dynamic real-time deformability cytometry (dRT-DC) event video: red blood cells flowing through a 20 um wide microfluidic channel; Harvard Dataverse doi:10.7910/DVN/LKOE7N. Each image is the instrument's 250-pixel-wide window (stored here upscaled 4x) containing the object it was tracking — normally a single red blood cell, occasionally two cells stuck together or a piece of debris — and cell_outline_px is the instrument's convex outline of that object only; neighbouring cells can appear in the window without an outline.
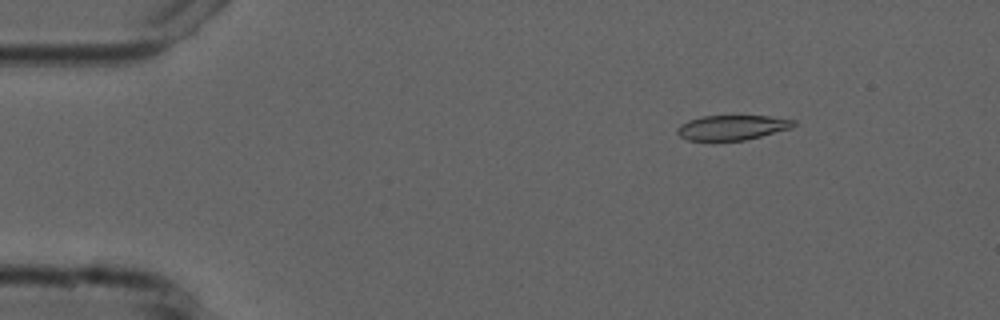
{"species": "common noctule bat (a hibernating species)", "species_latin": "Nyctalus noctula", "temperature_condition": "cold", "stored_images_in_passage": 55, "camera_frame_rate_fps": 3000, "um_per_image_px": 0.085, "animal": {"sex": "male", "forearm_length_mm": 52.5}, "frame": {"image": 1, "passage_image": 8, "time_ms": 2.333, "image_size_px": [1000, 320], "cell_outline_px": [[796, 124], [792, 128], [744, 140], [688, 140], [680, 136], [676, 132], [676, 128], [680, 124], [688, 120], [704, 116], [768, 116], [796, 120]], "centroid_in_image_um": [62.22, 10.83], "position_along_channel_um": 22.8, "area_um2": 16.76}}
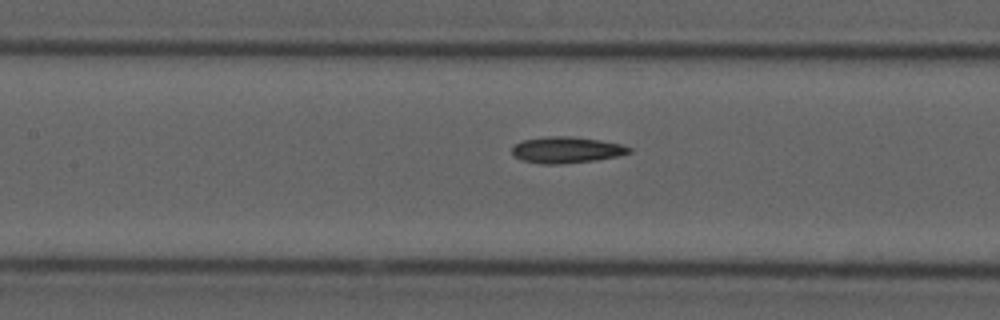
{"frame": {"image": 2, "passage_image": 25, "time_ms": 8.0, "image_size_px": [1000, 320], "cell_outline_px": [[632, 152], [620, 156], [596, 160], [560, 164], [544, 164], [520, 160], [512, 156], [512, 148], [520, 140], [548, 136], [568, 136], [600, 140], [620, 144], [632, 148]], "centroid_in_image_um": [48.14, 12.74], "position_along_channel_um": 159.3, "area_um2": 18.09}}
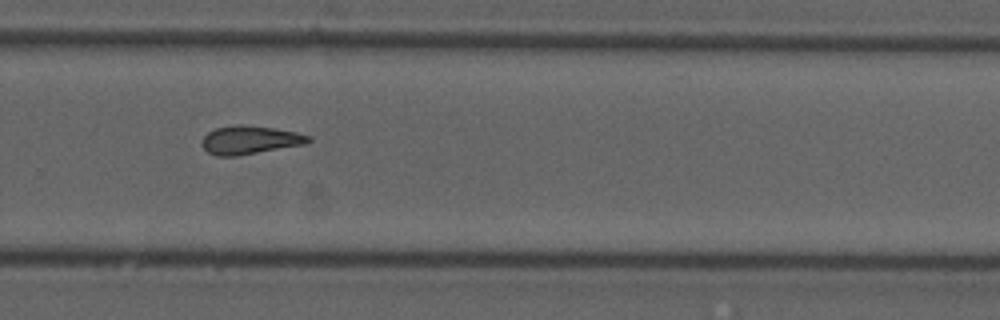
{"frame": {"image": 3, "passage_image": 37, "time_ms": 12.0, "image_size_px": [1000, 320], "cell_outline_px": [[312, 140], [304, 144], [236, 156], [216, 156], [208, 152], [200, 144], [204, 136], [208, 132], [216, 128], [236, 124], [240, 124], [272, 128], [296, 132], [312, 136]], "centroid_in_image_um": [21.22, 11.89], "position_along_channel_um": 308.6, "area_um2": 17.51}, "authors_computed_cell_mechanics": {"area_um2": 17.629, "velocity_mm_per_s": 3.7542, "shape_relaxation_time_tau1_ms": 9.0471, "shape_relaxation_time_tau2_ms": 4.4403, "deformation_change_tau1": 0.1793, "deformation_change_tau2": 0.1223}}